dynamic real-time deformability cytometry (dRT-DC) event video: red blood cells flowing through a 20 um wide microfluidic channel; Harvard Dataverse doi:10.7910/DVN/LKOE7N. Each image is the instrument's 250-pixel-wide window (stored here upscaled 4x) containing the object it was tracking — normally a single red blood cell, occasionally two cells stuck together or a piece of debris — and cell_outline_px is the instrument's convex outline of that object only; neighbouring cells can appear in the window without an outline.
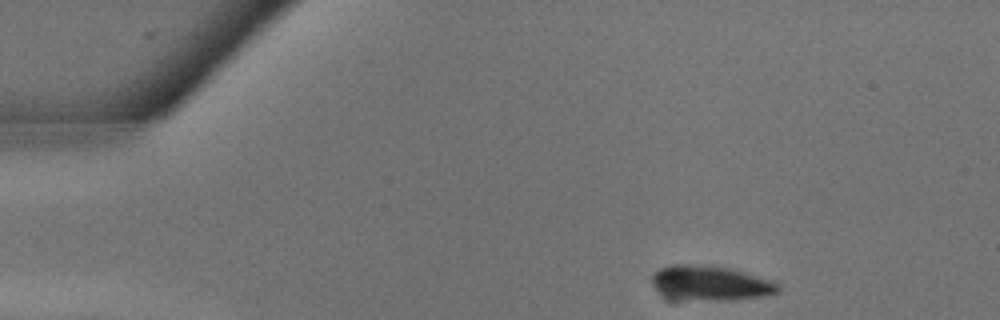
{"species": "common noctule bat (a hibernating species)", "species_latin": "Nyctalus noctula", "temperature_condition": "warm", "stored_images_in_passage": 7, "camera_frame_rate_fps": 3000, "um_per_image_px": 0.085, "animal": {"sex": "male", "body_mass_g": 13.3}, "frame": {"image": 1, "passage_image": 1, "time_ms": 0.0, "image_size_px": [1000, 320], "cell_outline_px": [[780, 292], [760, 296], [732, 300], [672, 300], [656, 288], [648, 280], [648, 272], [656, 268], [668, 264], [704, 264], [736, 268], [772, 280], [780, 284]], "centroid_in_image_um": [60.3, 24.03], "position_along_channel_um": 24.7, "area_um2": 26.82}}
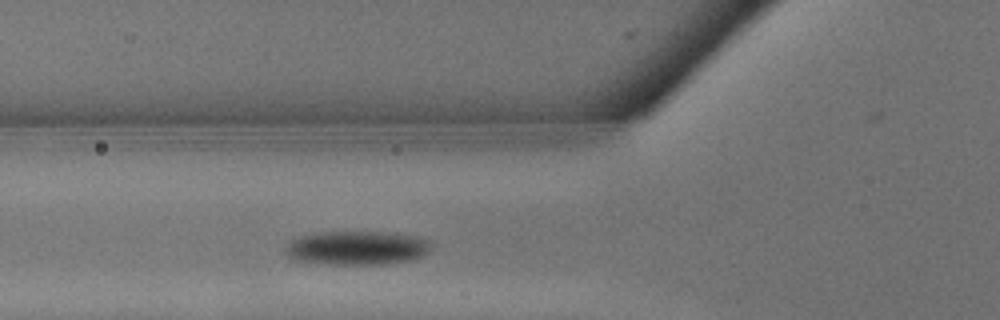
{"frame": {"image": 2, "passage_image": 7, "time_ms": 2.0, "image_size_px": [1000, 320], "cell_outline_px": [[432, 248], [424, 256], [408, 260], [380, 264], [328, 264], [296, 260], [288, 256], [284, 248], [292, 240], [300, 236], [316, 232], [396, 232], [416, 236], [432, 240]], "centroid_in_image_um": [30.39, 21.06], "position_along_channel_um": 95.4, "area_um2": 29.02}}